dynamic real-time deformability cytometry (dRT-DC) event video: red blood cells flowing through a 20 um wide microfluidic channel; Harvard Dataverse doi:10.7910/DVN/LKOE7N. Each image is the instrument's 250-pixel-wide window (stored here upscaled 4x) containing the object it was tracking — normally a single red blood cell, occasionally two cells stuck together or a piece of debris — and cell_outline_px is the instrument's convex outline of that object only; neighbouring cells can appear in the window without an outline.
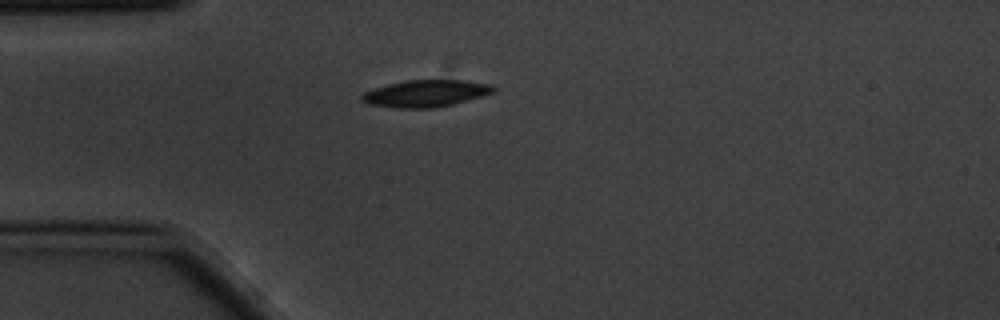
{"species": "common noctule bat (a hibernating species)", "species_latin": "Nyctalus noctula", "temperature_condition": "cold", "stored_images_in_passage": 6, "camera_frame_rate_fps": 3000, "um_per_image_px": 0.085, "animal": {"sex": "male", "body_mass_g": 20.1, "forearm_length_mm": 53.5}, "frame": {"image": 1, "passage_image": 1, "time_ms": 0.0, "image_size_px": [1000, 320], "cell_outline_px": [[496, 92], [452, 104], [432, 108], [396, 108], [368, 104], [360, 100], [360, 96], [364, 92], [388, 84], [408, 80], [464, 80], [492, 84], [496, 88]], "centroid_in_image_um": [36.2, 7.94], "position_along_channel_um": 48.8, "area_um2": 20.63}}